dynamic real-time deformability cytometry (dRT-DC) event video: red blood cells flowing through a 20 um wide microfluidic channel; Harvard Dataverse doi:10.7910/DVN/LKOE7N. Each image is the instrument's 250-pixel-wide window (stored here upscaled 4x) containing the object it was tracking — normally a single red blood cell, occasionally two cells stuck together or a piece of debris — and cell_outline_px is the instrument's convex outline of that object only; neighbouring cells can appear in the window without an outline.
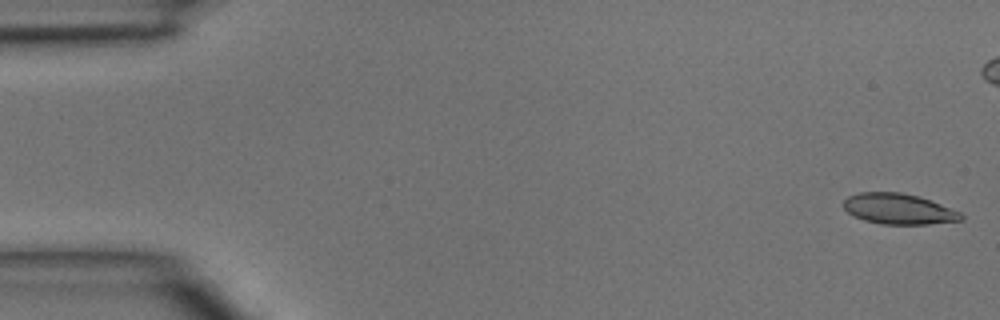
{"species": "common noctule bat (a hibernating species)", "species_latin": "Nyctalus noctula", "temperature_condition": "room temperature", "stored_images_in_passage": 6, "camera_frame_rate_fps": 3000, "um_per_image_px": 0.085, "animal": {"sex": "male", "body_mass_g": 15.6}, "frame": {"image": 1, "passage_image": 1, "time_ms": 0.0, "image_size_px": [1000, 320], "cell_outline_px": [[964, 220], [928, 224], [880, 224], [864, 220], [852, 216], [844, 208], [844, 200], [848, 196], [860, 192], [900, 192], [916, 196], [940, 204], [960, 212], [964, 216]], "centroid_in_image_um": [76.36, 17.77], "position_along_channel_um": 8.6, "area_um2": 20.87}}